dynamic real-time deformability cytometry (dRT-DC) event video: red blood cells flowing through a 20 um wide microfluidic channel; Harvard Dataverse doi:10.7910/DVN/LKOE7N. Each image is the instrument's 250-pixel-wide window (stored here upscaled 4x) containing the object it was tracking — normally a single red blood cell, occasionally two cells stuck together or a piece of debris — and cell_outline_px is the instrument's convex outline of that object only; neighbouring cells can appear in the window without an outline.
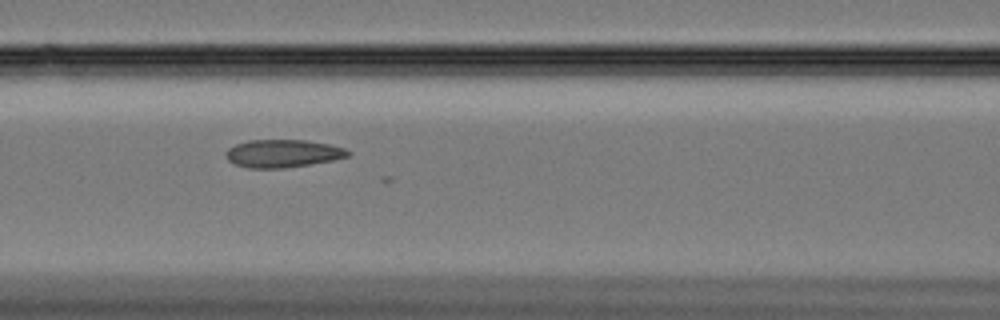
{"species": "Egyptian fruit bat (a non-hibernating species)", "species_latin": "Rousettus aegyptiacus", "temperature_condition": "cold", "stored_images_in_passage": 39, "camera_frame_rate_fps": 3000, "um_per_image_px": 0.085, "animal": {"sex": "female"}, "frame": {"image": 1, "passage_image": 13, "time_ms": 4.0, "image_size_px": [1000, 320], "cell_outline_px": [[352, 152], [348, 156], [332, 160], [284, 168], [248, 168], [236, 164], [228, 160], [224, 152], [228, 148], [236, 144], [248, 140], [304, 140], [328, 144], [344, 148]], "centroid_in_image_um": [24.01, 13.04], "position_along_channel_um": 142.6, "area_um2": 19.65}}
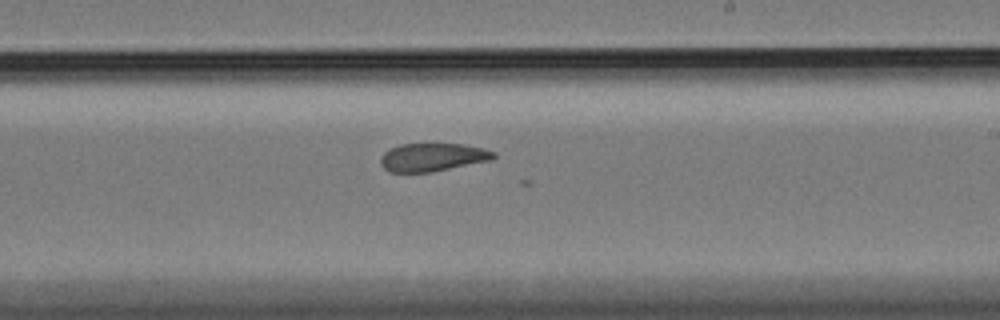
{"frame": {"image": 2, "passage_image": 23, "time_ms": 7.333, "image_size_px": [1000, 320], "cell_outline_px": [[496, 156], [492, 160], [432, 172], [388, 172], [380, 164], [380, 156], [388, 148], [400, 144], [464, 144], [484, 148], [496, 152]], "centroid_in_image_um": [36.76, 13.36], "position_along_channel_um": 252.2, "area_um2": 18.79}}
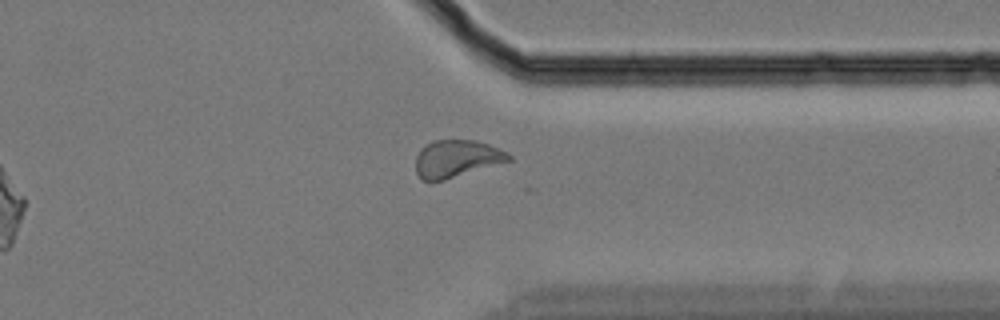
{"frame": {"image": 3, "passage_image": 34, "time_ms": 11.0, "image_size_px": [1000, 320], "cell_outline_px": [[512, 160], [444, 180], [424, 180], [416, 172], [416, 156], [420, 148], [432, 140], [476, 140], [500, 148], [508, 152], [512, 156]], "centroid_in_image_um": [38.83, 13.46], "position_along_channel_um": 372.6, "area_um2": 20.23}, "authors_computed_cell_mechanics": {"area_um2": 19.7676, "velocity_mm_per_s": 3.3006, "shape_relaxation_time_tau1_ms": null, "shape_relaxation_time_tau2_ms": 2.5037, "deformation_change_tau1": null, "deformation_change_tau2": 0.0701}}